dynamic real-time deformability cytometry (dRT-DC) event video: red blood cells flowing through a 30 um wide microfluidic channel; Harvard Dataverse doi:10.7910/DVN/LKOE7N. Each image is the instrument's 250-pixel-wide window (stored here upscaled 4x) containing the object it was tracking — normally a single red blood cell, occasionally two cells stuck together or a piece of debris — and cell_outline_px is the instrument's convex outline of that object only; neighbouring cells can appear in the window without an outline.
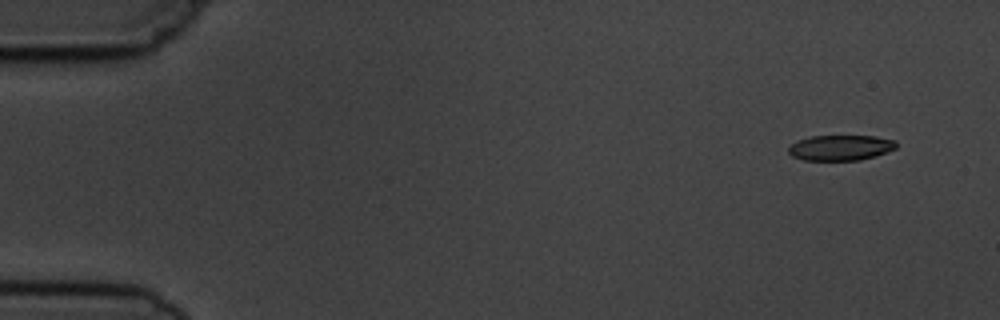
{"species": "common noctule bat (a hibernating species)", "species_latin": "Nyctalus noctula", "temperature_condition": "cold", "stored_images_in_passage": 6, "camera_frame_rate_fps": 3000, "um_per_image_px": 0.085, "animal": {"sex": "male", "body_mass_g": 19.5, "forearm_length_mm": 54.6}, "frame": {"image": 1, "passage_image": 1, "time_ms": 0.0, "image_size_px": [1000, 320], "cell_outline_px": [[896, 148], [876, 156], [860, 160], [804, 160], [792, 156], [788, 152], [788, 148], [792, 144], [800, 140], [812, 136], [876, 136], [896, 140]], "centroid_in_image_um": [71.47, 12.55], "position_along_channel_um": 13.5, "area_um2": 15.9}}
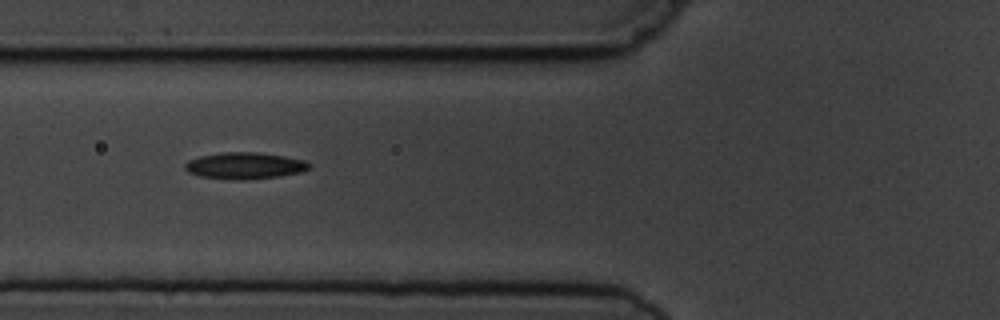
{"frame": {"image": 2, "passage_image": 6, "time_ms": 5.667, "image_size_px": [1000, 320], "cell_outline_px": [[312, 168], [304, 172], [280, 176], [244, 180], [240, 180], [200, 176], [188, 172], [184, 168], [184, 164], [188, 160], [200, 156], [224, 152], [256, 152], [284, 156], [304, 160], [312, 164]], "centroid_in_image_um": [20.85, 14.08], "position_along_channel_um": 104.9, "area_um2": 19.36}}